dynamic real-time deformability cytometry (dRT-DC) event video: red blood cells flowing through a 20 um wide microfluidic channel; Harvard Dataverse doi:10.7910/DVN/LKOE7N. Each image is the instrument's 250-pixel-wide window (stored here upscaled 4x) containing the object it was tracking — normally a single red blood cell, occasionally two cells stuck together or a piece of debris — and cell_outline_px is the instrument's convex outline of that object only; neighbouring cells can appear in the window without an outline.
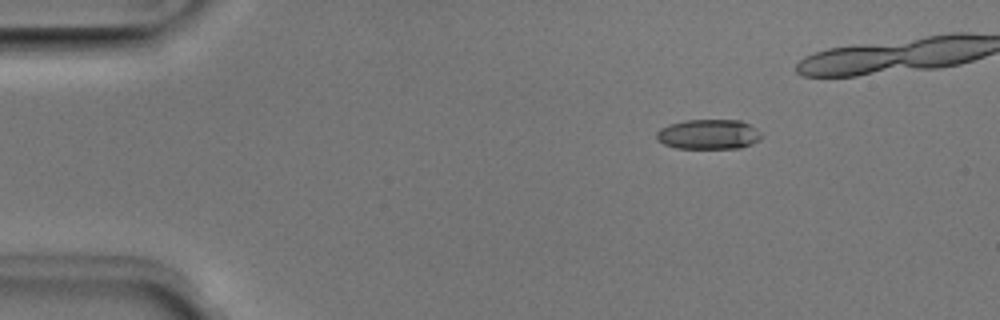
{"species": "Egyptian fruit bat (a non-hibernating species)", "species_latin": "Rousettus aegyptiacus", "temperature_condition": "room temperature", "stored_images_in_passage": 35, "camera_frame_rate_fps": 3000, "um_per_image_px": 0.085, "animal": {"sex": "male"}, "frame": {"image": 1, "passage_image": 1, "time_ms": 0.0, "image_size_px": [1000, 320], "cell_outline_px": [[764, 136], [760, 140], [752, 144], [740, 148], [676, 148], [664, 144], [656, 140], [656, 132], [660, 128], [668, 124], [684, 120], [740, 120], [756, 128]], "centroid_in_image_um": [60.23, 11.41], "position_along_channel_um": 24.8, "area_um2": 18.5}}
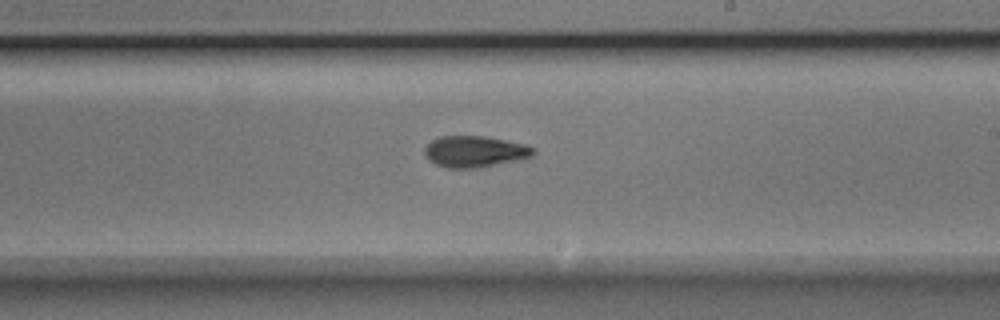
{"frame": {"image": 2, "passage_image": 23, "time_ms": 7.333, "image_size_px": [1000, 320], "cell_outline_px": [[536, 152], [532, 156], [516, 160], [476, 168], [448, 168], [436, 164], [428, 160], [424, 152], [424, 148], [432, 140], [440, 136], [484, 136], [524, 144], [536, 148]], "centroid_in_image_um": [40.34, 12.88], "position_along_channel_um": 248.7, "area_um2": 19.71}}
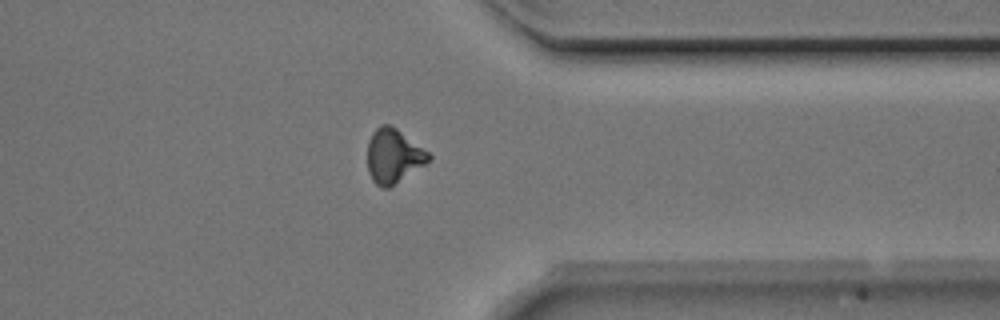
{"frame": {"image": 3, "passage_image": 33, "time_ms": 10.667, "image_size_px": [1000, 320], "cell_outline_px": [[432, 156], [424, 164], [388, 188], [380, 188], [372, 180], [368, 172], [368, 140], [372, 132], [380, 124], [388, 124], [396, 128], [428, 152]], "centroid_in_image_um": [33.4, 13.25], "position_along_channel_um": 378.0, "area_um2": 19.02}}